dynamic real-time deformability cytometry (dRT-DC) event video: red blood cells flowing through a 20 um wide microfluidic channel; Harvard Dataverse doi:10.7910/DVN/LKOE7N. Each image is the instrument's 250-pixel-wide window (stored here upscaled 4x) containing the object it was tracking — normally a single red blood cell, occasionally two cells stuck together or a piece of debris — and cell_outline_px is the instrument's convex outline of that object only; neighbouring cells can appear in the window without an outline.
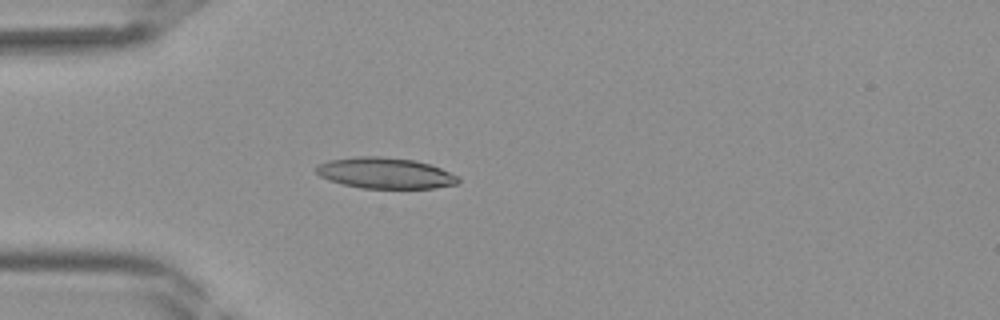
{"species": "Egyptian fruit bat (a non-hibernating species)", "species_latin": "Rousettus aegyptiacus", "temperature_condition": "room temperature", "stored_images_in_passage": 30, "camera_frame_rate_fps": 3000, "um_per_image_px": 0.085, "frame": {"image": 1, "passage_image": 1, "time_ms": 0.0, "image_size_px": [1000, 320], "cell_outline_px": [[460, 180], [456, 184], [436, 188], [360, 188], [328, 180], [320, 176], [316, 172], [316, 164], [328, 160], [356, 156], [380, 156], [416, 160], [432, 164], [460, 176]], "centroid_in_image_um": [32.76, 14.7], "position_along_channel_um": 52.2, "area_um2": 25.95}}
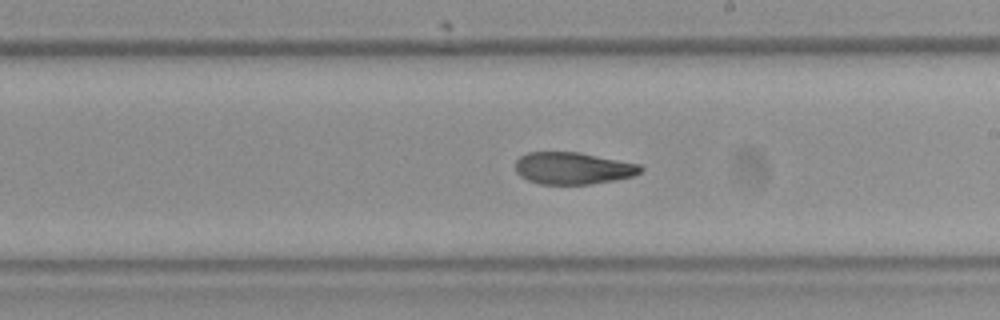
{"frame": {"image": 2, "passage_image": 13, "time_ms": 4.0, "image_size_px": [1000, 320], "cell_outline_px": [[644, 168], [640, 172], [632, 176], [616, 180], [588, 184], [540, 184], [528, 180], [520, 176], [516, 172], [516, 160], [520, 156], [528, 152], [580, 152], [640, 164]], "centroid_in_image_um": [48.7, 14.29], "position_along_channel_um": 240.3, "area_um2": 23.41}}
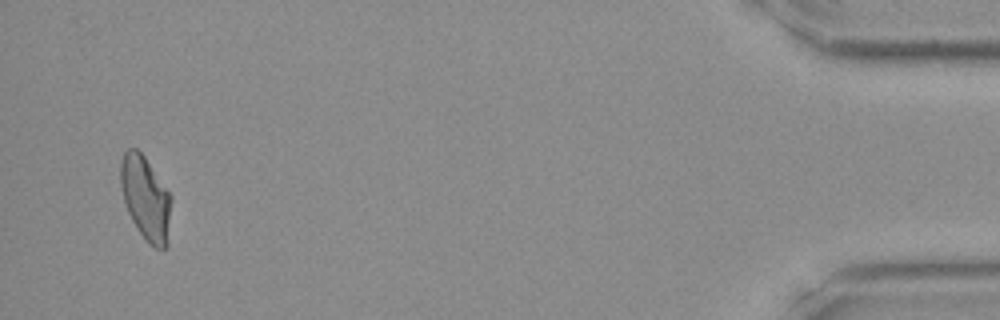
{"frame": {"image": 3, "passage_image": 29, "time_ms": 9.333, "image_size_px": [1000, 320], "cell_outline_px": [[172, 200], [168, 244], [164, 248], [156, 248], [148, 244], [132, 220], [128, 212], [124, 200], [120, 184], [120, 164], [124, 152], [128, 148], [136, 148], [144, 156], [172, 196]], "centroid_in_image_um": [12.39, 16.85], "position_along_channel_um": 422.8, "area_um2": 24.8}}